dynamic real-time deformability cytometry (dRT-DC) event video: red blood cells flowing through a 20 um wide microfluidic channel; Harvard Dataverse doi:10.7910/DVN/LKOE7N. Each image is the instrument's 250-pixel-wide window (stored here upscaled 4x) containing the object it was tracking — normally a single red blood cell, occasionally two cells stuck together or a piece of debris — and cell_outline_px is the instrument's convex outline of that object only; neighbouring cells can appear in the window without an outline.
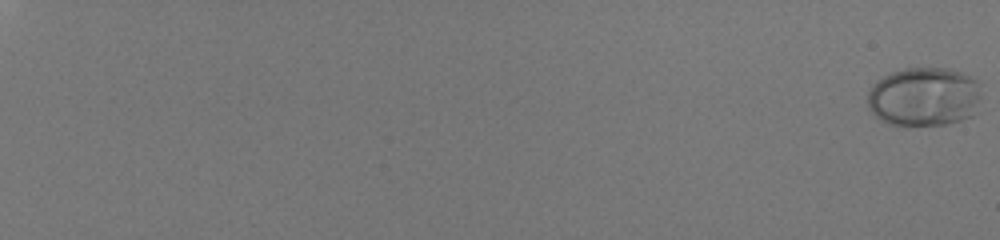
{"species": "human", "species_latin": "Homo sapiens", "temperature_condition": "room temperature", "stored_images_in_passage": 58, "camera_frame_rate_fps": 3000, "um_per_image_px": 0.085, "donor": {"sex": "male"}, "frame": {"image": 1, "passage_image": 1, "time_ms": 0.0, "image_size_px": [1000, 240], "cell_outline_px": [[980, 96], [972, 116], [960, 120], [944, 124], [908, 128], [900, 128], [888, 124], [880, 120], [868, 108], [868, 92], [876, 80], [892, 72], [904, 68], [948, 68], [960, 72], [976, 80]], "centroid_in_image_um": [78.48, 8.27], "position_along_channel_um": 6.5, "area_um2": 39.65}}
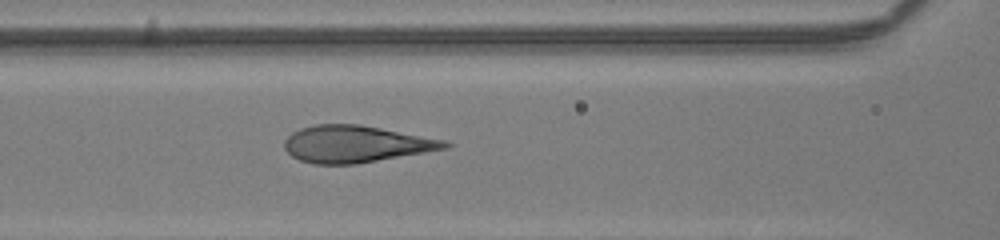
{"frame": {"image": 2, "passage_image": 33, "time_ms": 10.667, "image_size_px": [1000, 240], "cell_outline_px": [[452, 144], [448, 148], [356, 164], [312, 164], [300, 160], [292, 156], [284, 148], [284, 140], [292, 132], [300, 128], [316, 124], [360, 124], [444, 140]], "centroid_in_image_um": [30.21, 12.24], "position_along_channel_um": 136.4, "area_um2": 34.33}}
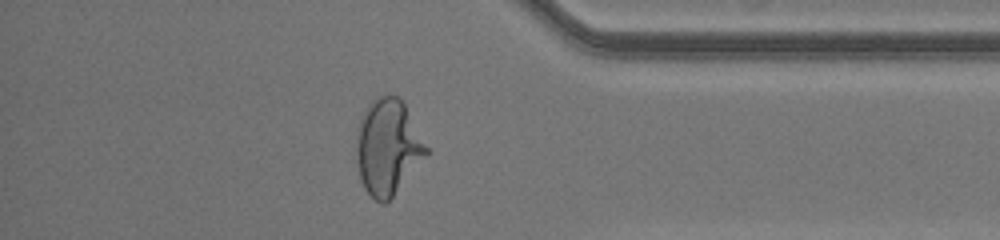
{"frame": {"image": 3, "passage_image": 53, "time_ms": 17.333, "image_size_px": [1000, 240], "cell_outline_px": [[432, 152], [392, 196], [384, 204], [380, 204], [364, 188], [360, 180], [356, 160], [356, 128], [360, 116], [368, 104], [376, 96], [400, 96]], "centroid_in_image_um": [32.98, 12.48], "position_along_channel_um": 402.2, "area_um2": 39.65}}